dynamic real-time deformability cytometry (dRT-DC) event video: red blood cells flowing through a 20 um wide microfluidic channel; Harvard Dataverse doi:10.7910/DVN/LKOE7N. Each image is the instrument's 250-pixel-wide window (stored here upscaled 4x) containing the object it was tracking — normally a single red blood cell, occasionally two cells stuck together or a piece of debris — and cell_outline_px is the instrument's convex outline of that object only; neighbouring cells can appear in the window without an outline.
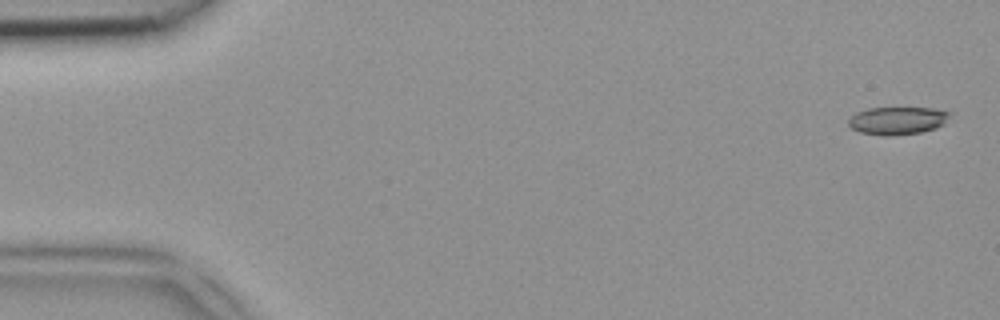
{"species": "common noctule bat (a hibernating species)", "species_latin": "Nyctalus noctula", "temperature_condition": "room temperature", "stored_images_in_passage": 49, "camera_frame_rate_fps": 3000, "um_per_image_px": 0.085, "animal": {"sex": "female", "body_mass_g": 18.4}, "frame": {"image": 1, "passage_image": 2, "time_ms": 0.333, "image_size_px": [1000, 320], "cell_outline_px": [[952, 112], [944, 124], [936, 128], [920, 132], [888, 136], [884, 136], [860, 132], [852, 128], [848, 124], [848, 120], [856, 112], [868, 108], [932, 108]], "centroid_in_image_um": [76.29, 10.25], "position_along_channel_um": 8.7, "area_um2": 16.36}}
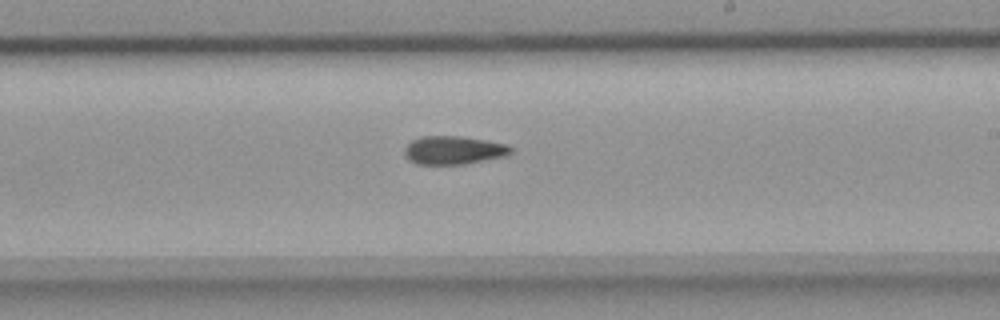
{"frame": {"image": 2, "passage_image": 29, "time_ms": 9.333, "image_size_px": [1000, 320], "cell_outline_px": [[512, 152], [508, 156], [464, 164], [416, 164], [408, 160], [404, 152], [404, 148], [412, 140], [420, 136], [460, 136], [508, 144], [512, 148]], "centroid_in_image_um": [38.56, 12.77], "position_along_channel_um": 250.4, "area_um2": 17.69}}
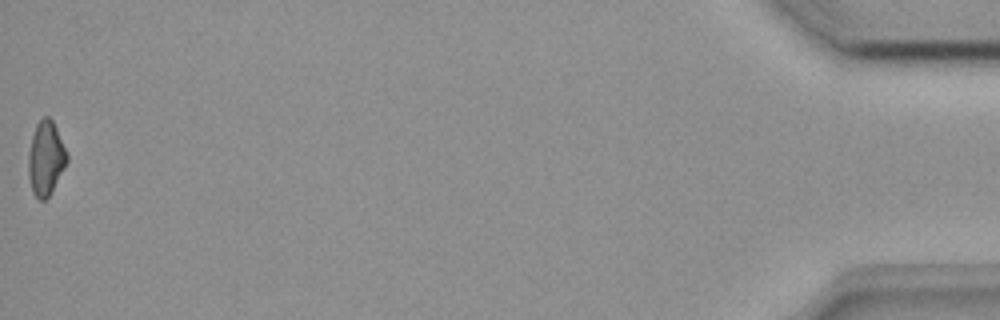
{"frame": {"image": 3, "passage_image": 49, "time_ms": 16.0, "image_size_px": [1000, 320], "cell_outline_px": [[68, 160], [64, 168], [48, 196], [44, 200], [40, 200], [32, 192], [28, 176], [28, 152], [32, 136], [36, 124], [44, 116], [48, 116], [52, 120], [56, 128], [68, 156]], "centroid_in_image_um": [3.87, 13.44], "position_along_channel_um": 431.3, "area_um2": 16.42}}